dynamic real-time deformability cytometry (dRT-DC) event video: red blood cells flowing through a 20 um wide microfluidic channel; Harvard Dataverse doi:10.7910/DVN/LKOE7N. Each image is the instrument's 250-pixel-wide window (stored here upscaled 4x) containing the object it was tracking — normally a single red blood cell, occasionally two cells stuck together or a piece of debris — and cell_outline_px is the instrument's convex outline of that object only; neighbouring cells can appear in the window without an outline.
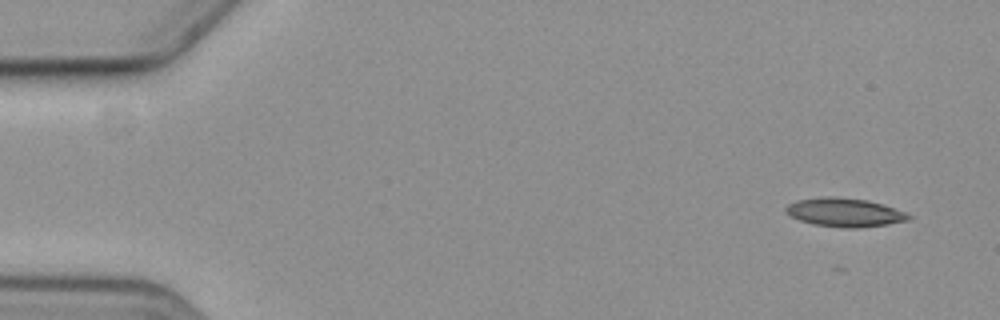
{"species": "common noctule bat (a hibernating species)", "species_latin": "Nyctalus noctula", "temperature_condition": "cold", "stored_images_in_passage": 6, "camera_frame_rate_fps": 3000, "um_per_image_px": 0.085, "animal": {"sex": "female", "body_mass_g": 19.3, "forearm_length_mm": 54.1}, "frame": {"image": 1, "passage_image": 1, "time_ms": 0.0, "image_size_px": [1000, 320], "cell_outline_px": [[912, 216], [908, 220], [888, 224], [856, 228], [840, 228], [812, 224], [800, 220], [784, 212], [784, 208], [788, 204], [796, 200], [832, 196], [868, 200], [904, 212]], "centroid_in_image_um": [71.74, 18.06], "position_along_channel_um": 13.3, "area_um2": 20.35}}
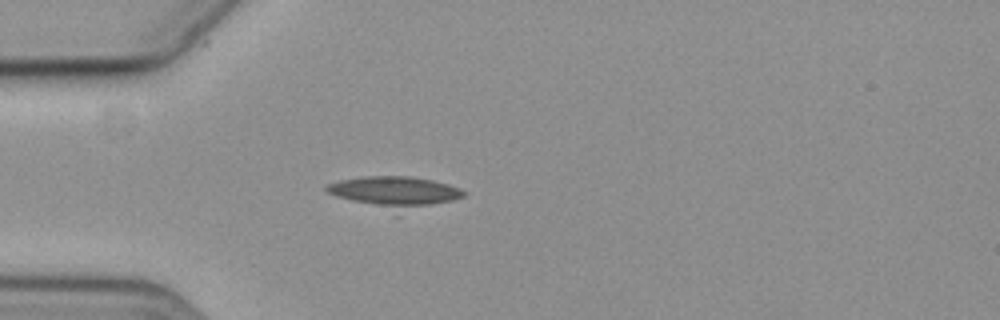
{"frame": {"image": 2, "passage_image": 4, "time_ms": 4.333, "image_size_px": [1000, 320], "cell_outline_px": [[464, 196], [452, 200], [396, 216], [336, 196], [328, 192], [324, 188], [328, 184], [340, 180], [364, 176], [408, 176], [432, 180], [448, 184], [460, 188], [464, 192]], "centroid_in_image_um": [33.53, 16.39], "position_along_channel_um": 51.5, "area_um2": 25.84}}